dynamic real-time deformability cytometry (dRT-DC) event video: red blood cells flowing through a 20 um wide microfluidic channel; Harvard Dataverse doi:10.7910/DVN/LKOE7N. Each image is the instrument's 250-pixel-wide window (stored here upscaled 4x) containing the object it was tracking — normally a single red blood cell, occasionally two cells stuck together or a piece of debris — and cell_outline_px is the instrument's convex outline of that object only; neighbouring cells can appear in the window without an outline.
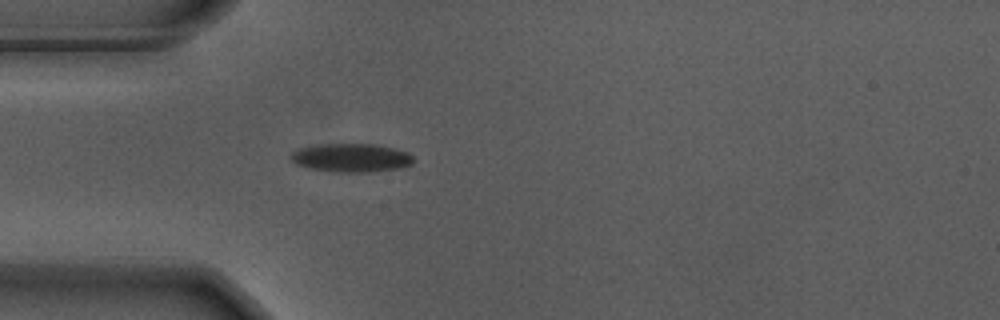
{"species": "Egyptian fruit bat (a non-hibernating species)", "species_latin": "Rousettus aegyptiacus", "temperature_condition": "warm", "stored_images_in_passage": 3, "camera_frame_rate_fps": 3000, "um_per_image_px": 0.085, "animal": {"sex": "male"}, "frame": {"image": 1, "passage_image": 1, "time_ms": 0.0, "image_size_px": [1000, 320], "cell_outline_px": [[412, 164], [400, 168], [368, 172], [336, 172], [308, 168], [296, 164], [288, 156], [292, 152], [300, 148], [320, 144], [372, 144], [392, 148], [408, 152], [412, 156]], "centroid_in_image_um": [29.82, 13.41], "position_along_channel_um": 55.2, "area_um2": 20.29}}